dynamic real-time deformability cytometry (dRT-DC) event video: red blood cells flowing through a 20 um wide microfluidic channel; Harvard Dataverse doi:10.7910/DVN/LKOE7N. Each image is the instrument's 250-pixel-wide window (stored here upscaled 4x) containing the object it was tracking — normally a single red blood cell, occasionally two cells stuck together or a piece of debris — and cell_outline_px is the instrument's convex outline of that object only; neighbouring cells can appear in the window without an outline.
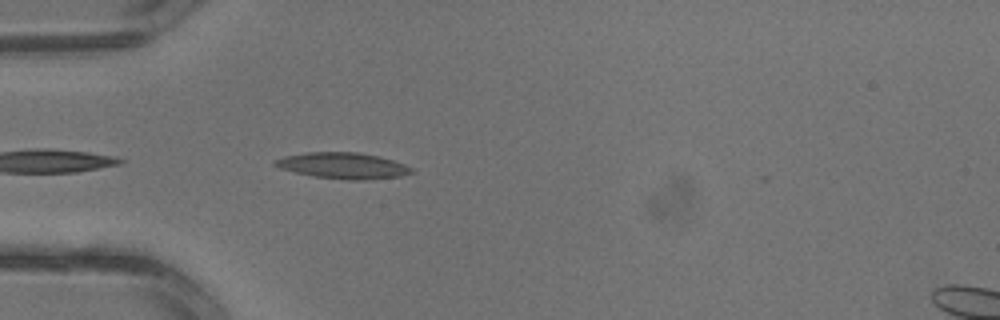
{"species": "common noctule bat (a hibernating species)", "species_latin": "Nyctalus noctula", "temperature_condition": "warm", "stored_images_in_passage": 2, "camera_frame_rate_fps": 3000, "um_per_image_px": 0.085, "animal": {"sex": "male", "body_mass_g": 13.3}, "frame": {"image": 1, "passage_image": 2, "time_ms": 0.333, "image_size_px": [1000, 320], "cell_outline_px": [[416, 172], [400, 176], [364, 180], [344, 180], [312, 176], [280, 168], [272, 164], [272, 160], [284, 156], [308, 152], [360, 152], [380, 156], [404, 164], [412, 168]], "centroid_in_image_um": [29.15, 14.08], "position_along_channel_um": 55.9, "area_um2": 20.92}}